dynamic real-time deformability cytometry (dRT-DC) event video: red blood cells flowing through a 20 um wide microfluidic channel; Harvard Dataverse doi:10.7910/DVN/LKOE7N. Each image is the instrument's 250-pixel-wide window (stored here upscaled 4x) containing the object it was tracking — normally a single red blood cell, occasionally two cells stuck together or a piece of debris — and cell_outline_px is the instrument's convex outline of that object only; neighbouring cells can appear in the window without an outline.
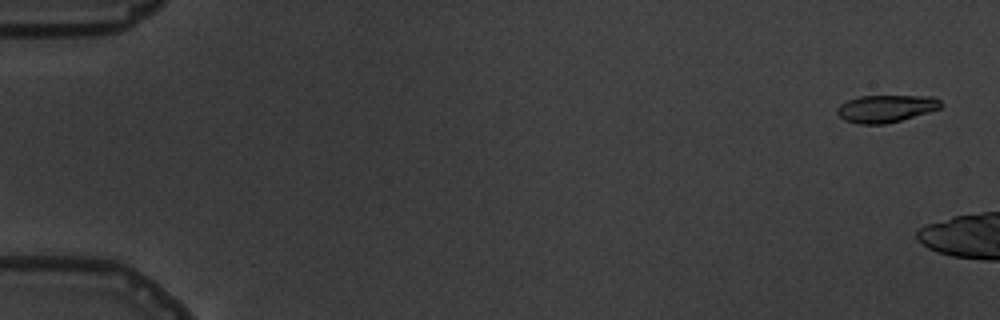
{"species": "common noctule bat (a hibernating species)", "species_latin": "Nyctalus noctula", "temperature_condition": "warm", "stored_images_in_passage": 3, "camera_frame_rate_fps": 3000, "um_per_image_px": 0.085, "animal": {"sex": "male", "body_mass_g": 19.5, "forearm_length_mm": 54.6}, "frame": {"image": 1, "passage_image": 1, "time_ms": 0.0, "image_size_px": [1000, 320], "cell_outline_px": [[944, 104], [940, 108], [928, 112], [900, 120], [884, 124], [860, 124], [844, 120], [836, 112], [836, 108], [840, 104], [848, 100], [860, 96], [932, 96], [940, 100]], "centroid_in_image_um": [75.3, 9.22], "position_along_channel_um": 9.7, "area_um2": 16.47}}